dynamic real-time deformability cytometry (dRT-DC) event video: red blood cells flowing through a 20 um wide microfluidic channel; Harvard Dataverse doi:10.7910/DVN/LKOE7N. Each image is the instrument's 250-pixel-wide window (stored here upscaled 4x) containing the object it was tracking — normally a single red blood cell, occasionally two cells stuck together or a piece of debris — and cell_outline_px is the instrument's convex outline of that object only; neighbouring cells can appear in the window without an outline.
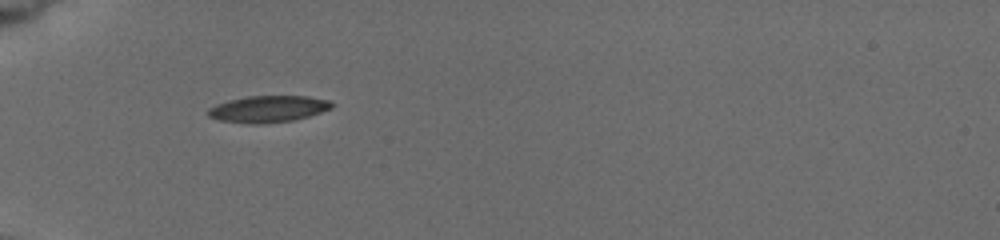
{"species": "common noctule bat (a hibernating species)", "species_latin": "Nyctalus noctula", "temperature_condition": "cold", "stored_images_in_passage": 2, "camera_frame_rate_fps": 3000, "um_per_image_px": 0.085, "animal": {"sex": "female", "body_mass_g": 19.5, "forearm_length_mm": 54.1}, "frame": {"image": 1, "passage_image": 1, "time_ms": 0.0, "image_size_px": [1000, 240], "cell_outline_px": [[336, 104], [332, 108], [308, 116], [292, 120], [260, 124], [248, 124], [220, 120], [208, 116], [208, 108], [216, 104], [228, 100], [248, 96], [308, 96], [332, 100]], "centroid_in_image_um": [22.82, 9.25], "position_along_channel_um": 62.2, "area_um2": 19.31}}